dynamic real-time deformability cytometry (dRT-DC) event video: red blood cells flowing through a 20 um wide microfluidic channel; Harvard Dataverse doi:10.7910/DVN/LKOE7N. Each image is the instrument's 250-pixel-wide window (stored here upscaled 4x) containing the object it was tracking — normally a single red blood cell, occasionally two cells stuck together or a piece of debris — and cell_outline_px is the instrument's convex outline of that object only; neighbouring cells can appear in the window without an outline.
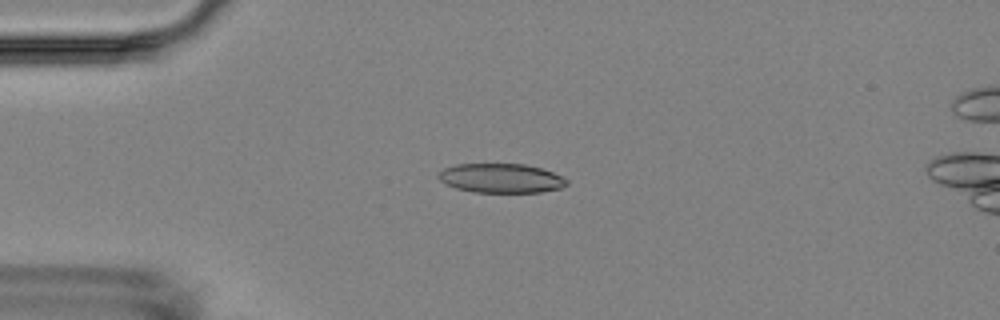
{"species": "Egyptian fruit bat (a non-hibernating species)", "species_latin": "Rousettus aegyptiacus", "temperature_condition": "room temperature", "stored_images_in_passage": 4, "camera_frame_rate_fps": 3000, "um_per_image_px": 0.085, "animal": {"sex": "female"}, "frame": {"image": 1, "passage_image": 2, "time_ms": 1.667, "image_size_px": [1000, 320], "cell_outline_px": [[568, 184], [560, 188], [540, 192], [472, 192], [456, 188], [444, 184], [436, 176], [444, 168], [456, 164], [524, 164], [540, 168], [552, 172], [568, 180]], "centroid_in_image_um": [42.55, 15.15], "position_along_channel_um": 42.4, "area_um2": 21.85}}